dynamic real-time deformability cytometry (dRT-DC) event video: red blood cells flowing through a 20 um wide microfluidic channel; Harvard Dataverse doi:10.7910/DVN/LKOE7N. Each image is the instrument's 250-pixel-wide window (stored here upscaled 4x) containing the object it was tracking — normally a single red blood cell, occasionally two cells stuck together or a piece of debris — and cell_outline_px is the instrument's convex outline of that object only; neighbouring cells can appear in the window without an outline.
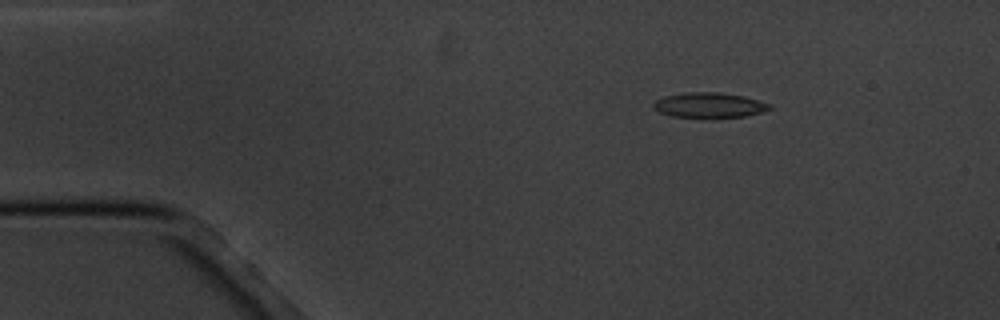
{"species": "common noctule bat (a hibernating species)", "species_latin": "Nyctalus noctula", "temperature_condition": "cold", "stored_images_in_passage": 4, "camera_frame_rate_fps": 3000, "um_per_image_px": 0.085, "animal": {"sex": "male", "body_mass_g": 20.1, "forearm_length_mm": 53.5}, "frame": {"image": 1, "passage_image": 1, "time_ms": 0.0, "image_size_px": [1000, 320], "cell_outline_px": [[772, 108], [764, 112], [744, 116], [716, 120], [672, 116], [660, 112], [652, 108], [652, 104], [656, 100], [664, 96], [688, 92], [720, 92], [744, 96], [772, 104]], "centroid_in_image_um": [60.31, 8.97], "position_along_channel_um": 24.7, "area_um2": 17.74}}
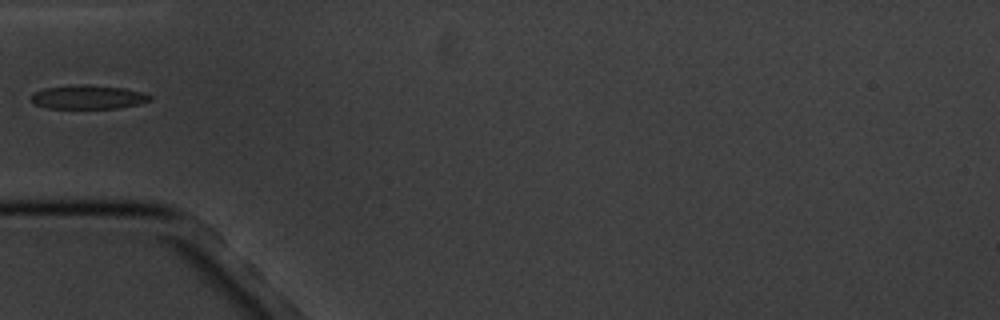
{"frame": {"image": 2, "passage_image": 4, "time_ms": 3.333, "image_size_px": [1000, 320], "cell_outline_px": [[152, 100], [120, 108], [44, 108], [36, 104], [32, 100], [32, 92], [44, 88], [76, 84], [88, 84], [124, 88], [140, 92], [152, 96]], "centroid_in_image_um": [7.46, 8.24], "position_along_channel_um": 77.5, "area_um2": 16.53}}